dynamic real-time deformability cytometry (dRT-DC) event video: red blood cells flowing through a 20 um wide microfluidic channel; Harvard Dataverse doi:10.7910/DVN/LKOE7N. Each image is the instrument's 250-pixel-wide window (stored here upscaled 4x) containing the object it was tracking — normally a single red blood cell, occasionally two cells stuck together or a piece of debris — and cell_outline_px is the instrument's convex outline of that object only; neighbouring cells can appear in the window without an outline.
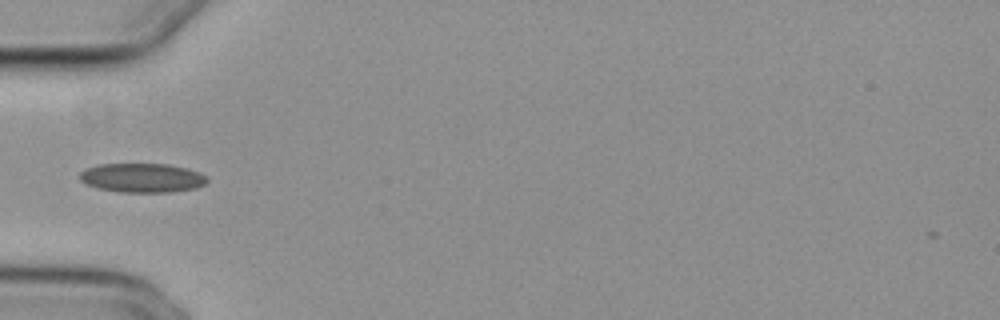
{"species": "common noctule bat (a hibernating species)", "species_latin": "Nyctalus noctula", "temperature_condition": "cold", "stored_images_in_passage": 26, "camera_frame_rate_fps": 3000, "um_per_image_px": 0.085, "animal": {"sex": "female", "body_mass_g": 29.2, "forearm_length_mm": 56.3}, "frame": {"image": 1, "passage_image": 1, "time_ms": 0.0, "image_size_px": [1000, 320], "cell_outline_px": [[208, 180], [204, 184], [196, 188], [172, 192], [120, 192], [96, 188], [80, 180], [80, 172], [84, 168], [96, 164], [168, 164], [188, 168], [200, 172], [208, 176]], "centroid_in_image_um": [12.09, 15.11], "position_along_channel_um": 72.9, "area_um2": 21.91}}
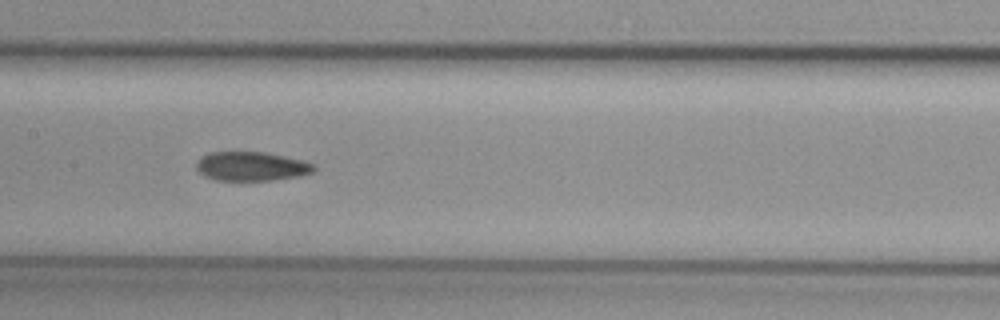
{"frame": {"image": 2, "passage_image": 10, "time_ms": 3.0, "image_size_px": [1000, 320], "cell_outline_px": [[316, 168], [312, 172], [300, 176], [272, 180], [216, 180], [204, 176], [196, 168], [196, 160], [200, 156], [208, 152], [264, 152], [300, 160], [316, 164]], "centroid_in_image_um": [21.33, 14.13], "position_along_channel_um": 186.1, "area_um2": 19.94}}
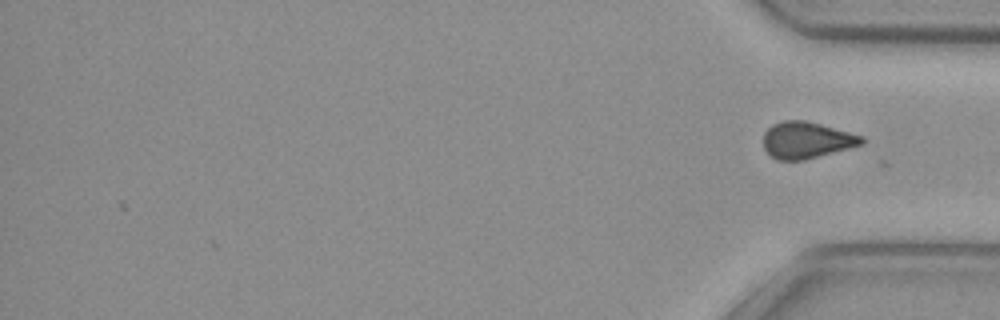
{"frame": {"image": 3, "passage_image": 26, "time_ms": 8.333, "image_size_px": [1000, 320], "cell_outline_px": [[864, 144], [804, 160], [776, 160], [764, 148], [764, 132], [772, 124], [784, 120], [804, 120], [820, 124], [864, 136]], "centroid_in_image_um": [68.56, 11.91], "position_along_channel_um": 366.6, "area_um2": 20.87}, "authors_computed_cell_mechanics": {"area_um2": 20.9814, "velocity_mm_per_s": 3.7555, "shape_relaxation_time_tau1_ms": null, "shape_relaxation_time_tau2_ms": 2.5392, "deformation_change_tau1": null, "deformation_change_tau2": 0.069}}